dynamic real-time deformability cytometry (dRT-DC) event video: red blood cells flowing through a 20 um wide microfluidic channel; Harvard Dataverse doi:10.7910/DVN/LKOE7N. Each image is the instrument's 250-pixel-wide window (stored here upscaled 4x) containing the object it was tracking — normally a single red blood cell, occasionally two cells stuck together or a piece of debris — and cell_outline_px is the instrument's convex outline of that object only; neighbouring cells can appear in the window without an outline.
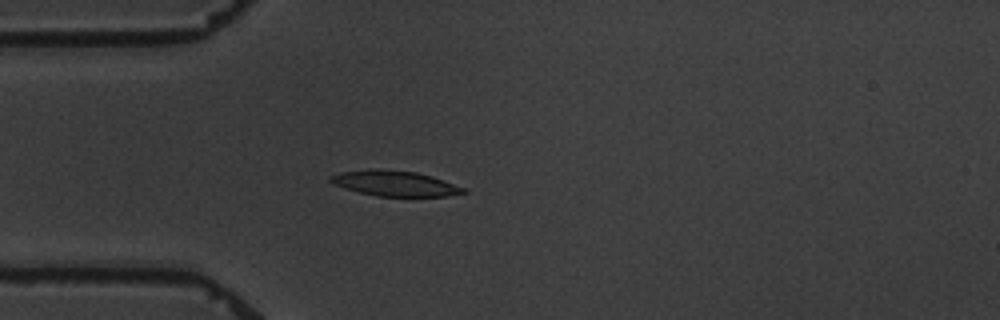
{"species": "common noctule bat (a hibernating species)", "species_latin": "Nyctalus noctula", "temperature_condition": "warm", "stored_images_in_passage": 5, "camera_frame_rate_fps": 3000, "um_per_image_px": 0.085, "animal": {"sex": "male", "body_mass_g": 19.5, "forearm_length_mm": 54.6}, "frame": {"image": 1, "passage_image": 5, "time_ms": 4.667, "image_size_px": [1000, 320], "cell_outline_px": [[468, 192], [448, 196], [376, 196], [360, 192], [332, 184], [328, 180], [328, 176], [340, 172], [368, 168], [416, 172], [432, 176], [464, 188]], "centroid_in_image_um": [33.51, 15.58], "position_along_channel_um": 51.5, "area_um2": 19.59}}